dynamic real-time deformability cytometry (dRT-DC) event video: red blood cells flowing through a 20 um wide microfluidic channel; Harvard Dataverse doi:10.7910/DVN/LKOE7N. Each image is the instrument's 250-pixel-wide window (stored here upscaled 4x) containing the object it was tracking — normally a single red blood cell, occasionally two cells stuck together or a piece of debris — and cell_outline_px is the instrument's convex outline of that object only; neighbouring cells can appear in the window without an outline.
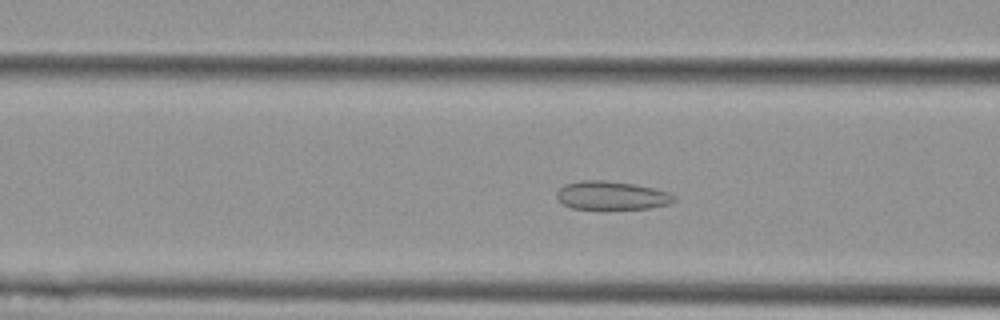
{"species": "Egyptian fruit bat (a non-hibernating species)", "species_latin": "Rousettus aegyptiacus", "temperature_condition": "cold", "stored_images_in_passage": 53, "camera_frame_rate_fps": 3000, "um_per_image_px": 0.085, "animal": {"sex": "female"}, "frame": {"image": 1, "passage_image": 19, "time_ms": 6.0, "image_size_px": [1000, 320], "cell_outline_px": [[676, 200], [668, 204], [652, 208], [572, 208], [564, 204], [556, 196], [556, 192], [564, 184], [580, 180], [604, 180], [632, 184], [652, 188], [668, 192], [676, 196]], "centroid_in_image_um": [51.99, 16.6], "position_along_channel_um": 114.6, "area_um2": 19.19}}
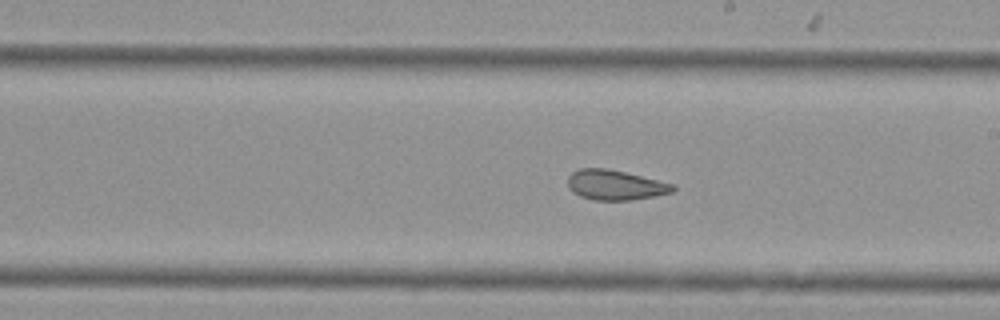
{"frame": {"image": 2, "passage_image": 29, "time_ms": 9.333, "image_size_px": [1000, 320], "cell_outline_px": [[676, 188], [672, 192], [632, 200], [596, 200], [580, 196], [572, 192], [568, 184], [568, 176], [572, 172], [580, 168], [604, 168], [624, 172], [672, 184]], "centroid_in_image_um": [52.24, 15.73], "position_along_channel_um": 236.8, "area_um2": 18.03}}
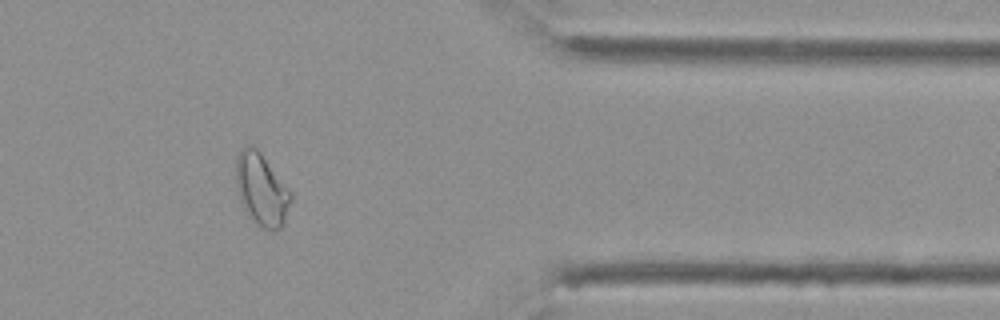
{"frame": {"image": 3, "passage_image": 43, "time_ms": 14.0, "image_size_px": [1000, 320], "cell_outline_px": [[292, 200], [284, 220], [280, 228], [272, 232], [256, 224], [248, 216], [240, 200], [236, 184], [236, 156], [240, 148], [244, 144], [248, 144], [256, 148], [260, 152], [292, 192]], "centroid_in_image_um": [22.22, 16.09], "position_along_channel_um": 389.2, "area_um2": 23.24}, "authors_computed_cell_mechanics": {"area_um2": 22.6576, "velocity_mm_per_s": 3.6772, "shape_relaxation_time_tau1_ms": null, "shape_relaxation_time_tau2_ms": 2.3118, "deformation_change_tau1": null, "deformation_change_tau2": 0.0799}}